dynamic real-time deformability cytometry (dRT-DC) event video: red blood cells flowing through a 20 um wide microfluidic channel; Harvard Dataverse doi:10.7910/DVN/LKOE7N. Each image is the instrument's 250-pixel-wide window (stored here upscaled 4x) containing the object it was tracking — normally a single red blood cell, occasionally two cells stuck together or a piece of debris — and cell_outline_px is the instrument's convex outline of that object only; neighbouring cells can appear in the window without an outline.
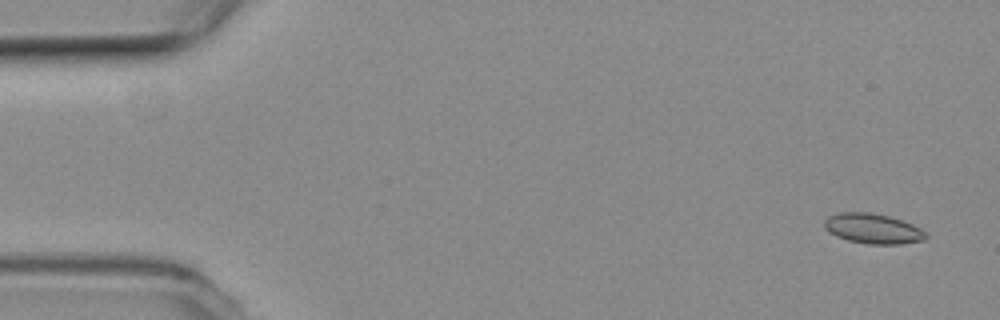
{"species": "common noctule bat (a hibernating species)", "species_latin": "Nyctalus noctula", "temperature_condition": "room temperature", "stored_images_in_passage": 55, "segment_of_instrument_passage": [1, 2], "camera_frame_rate_fps": 3000, "um_per_image_px": 0.085, "animal": {"sex": "female", "body_mass_g": 19.3, "forearm_length_mm": 54.1}, "frame": {"image": 1, "passage_image": 2, "time_ms": 0.333, "image_size_px": [1000, 320], "cell_outline_px": [[928, 236], [924, 240], [900, 244], [868, 244], [848, 240], [836, 236], [828, 232], [824, 228], [824, 220], [828, 216], [840, 212], [872, 212], [888, 216], [912, 224], [920, 228]], "centroid_in_image_um": [74.16, 19.43], "position_along_channel_um": 10.8, "area_um2": 17.8}}
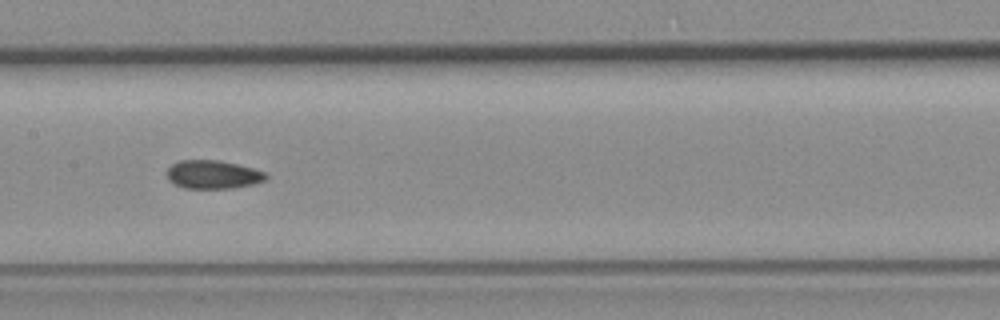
{"frame": {"image": 2, "passage_image": 26, "time_ms": 8.333, "image_size_px": [1000, 320], "cell_outline_px": [[268, 176], [264, 180], [252, 184], [232, 188], [184, 188], [168, 180], [168, 168], [176, 160], [220, 160], [268, 172]], "centroid_in_image_um": [18.1, 14.82], "position_along_channel_um": 189.3, "area_um2": 16.36}}
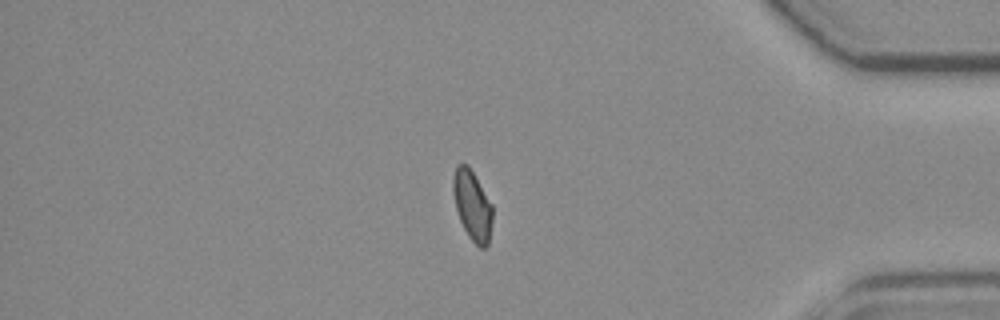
{"frame": {"image": 3, "passage_image": 45, "time_ms": 14.667, "image_size_px": [1000, 320], "cell_outline_px": [[492, 220], [488, 244], [484, 248], [480, 248], [468, 236], [460, 220], [456, 208], [452, 192], [452, 180], [456, 164], [468, 164], [492, 204]], "centroid_in_image_um": [40.13, 17.43], "position_along_channel_um": 395.1, "area_um2": 16.01}}